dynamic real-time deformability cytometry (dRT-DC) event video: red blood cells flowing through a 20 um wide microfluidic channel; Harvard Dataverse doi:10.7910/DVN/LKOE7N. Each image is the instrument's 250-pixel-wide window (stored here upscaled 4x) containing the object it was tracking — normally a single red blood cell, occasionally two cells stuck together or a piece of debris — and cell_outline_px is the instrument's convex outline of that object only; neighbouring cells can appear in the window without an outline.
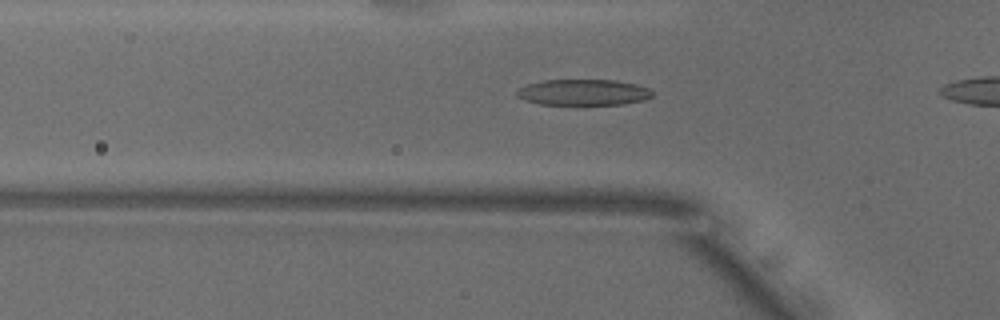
{"species": "common noctule bat (a hibernating species)", "species_latin": "Nyctalus noctula", "temperature_condition": "warm", "stored_images_in_passage": 11, "camera_frame_rate_fps": 3000, "um_per_image_px": 0.085, "animal": {"sex": "male", "body_mass_g": 18.8}, "frame": {"image": 1, "passage_image": 9, "time_ms": 2.667, "image_size_px": [1000, 320], "cell_outline_px": [[652, 96], [644, 100], [620, 104], [540, 104], [524, 100], [516, 96], [516, 92], [520, 88], [528, 84], [544, 80], [612, 80], [636, 84], [648, 88], [652, 92]], "centroid_in_image_um": [49.56, 7.84], "position_along_channel_um": 76.2, "area_um2": 20.29}}